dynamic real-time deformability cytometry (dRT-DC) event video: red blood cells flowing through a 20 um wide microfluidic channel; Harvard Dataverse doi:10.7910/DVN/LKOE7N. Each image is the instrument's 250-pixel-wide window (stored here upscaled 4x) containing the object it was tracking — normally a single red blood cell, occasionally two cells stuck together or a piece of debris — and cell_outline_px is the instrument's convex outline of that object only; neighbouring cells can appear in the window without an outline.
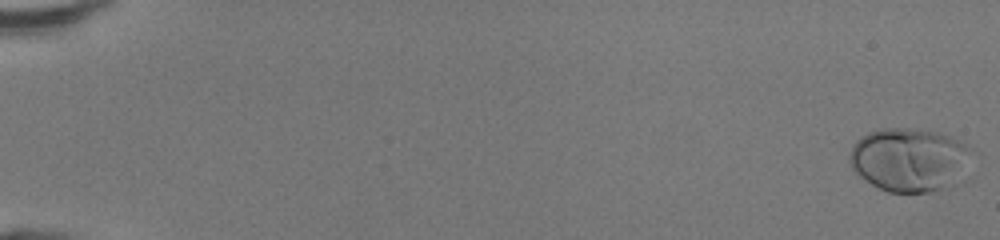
{"species": "human", "species_latin": "Homo sapiens", "temperature_condition": "room temperature", "stored_images_in_passage": 21, "camera_frame_rate_fps": 3000, "um_per_image_px": 0.085, "donor": {"sex": "female"}, "frame": {"image": 1, "passage_image": 1, "time_ms": 0.0, "image_size_px": [1000, 240], "cell_outline_px": [[972, 148], [944, 188], [928, 192], [888, 192], [872, 184], [852, 172], [848, 160], [848, 156], [852, 144], [860, 136], [868, 132], [884, 128], [908, 128], [936, 132], [952, 136], [960, 140]], "centroid_in_image_um": [77.09, 13.53], "position_along_channel_um": 7.9, "area_um2": 44.04}}
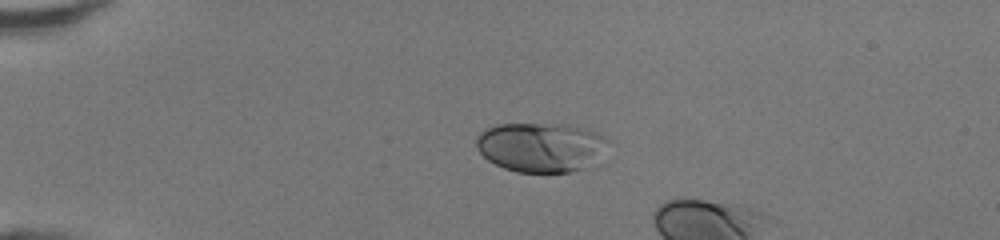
{"frame": {"image": 2, "passage_image": 13, "time_ms": 4.0, "image_size_px": [1000, 240], "cell_outline_px": [[608, 164], [568, 172], [516, 172], [504, 168], [488, 160], [476, 148], [476, 136], [484, 128], [496, 124], [568, 124], [596, 132], [604, 136], [608, 140]], "centroid_in_image_um": [46.13, 12.53], "position_along_channel_um": 38.9, "area_um2": 39.54}}
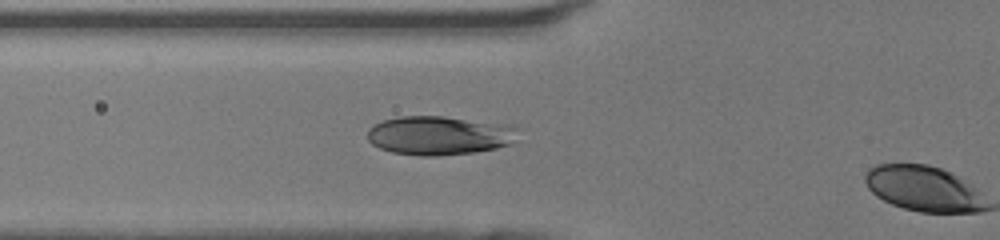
{"frame": {"image": 3, "passage_image": 20, "time_ms": 6.333, "image_size_px": [1000, 240], "cell_outline_px": [[524, 128], [512, 144], [496, 148], [476, 152], [436, 156], [420, 156], [392, 152], [380, 148], [372, 144], [368, 140], [368, 128], [384, 120], [400, 116], [444, 116], [512, 124]], "centroid_in_image_um": [37.45, 11.5], "position_along_channel_um": 88.3, "area_um2": 34.85}}